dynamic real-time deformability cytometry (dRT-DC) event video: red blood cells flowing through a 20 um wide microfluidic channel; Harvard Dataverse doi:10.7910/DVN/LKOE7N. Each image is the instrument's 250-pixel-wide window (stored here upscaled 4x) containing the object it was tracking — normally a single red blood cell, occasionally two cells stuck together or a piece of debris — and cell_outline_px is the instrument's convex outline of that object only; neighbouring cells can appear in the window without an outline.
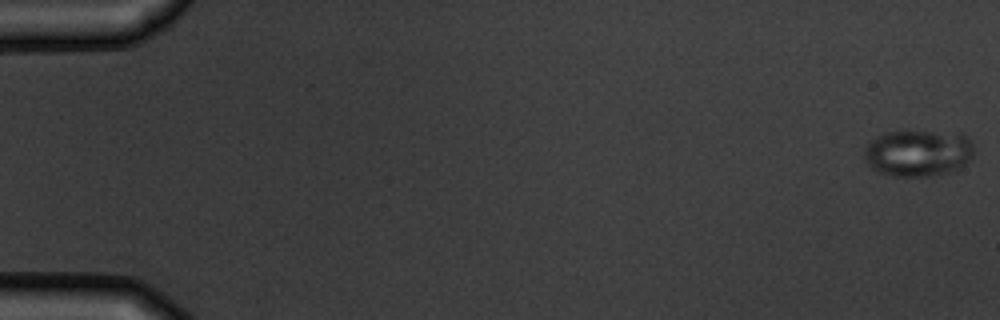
{"species": "common noctule bat (a hibernating species)", "species_latin": "Nyctalus noctula", "temperature_condition": "warm", "stored_images_in_passage": 4, "camera_frame_rate_fps": 3000, "um_per_image_px": 0.085, "animal": {"sex": "male", "body_mass_g": 19.5, "forearm_length_mm": 54.6}, "frame": {"image": 1, "passage_image": 1, "time_ms": 0.0, "image_size_px": [1000, 320], "cell_outline_px": [[972, 156], [960, 168], [948, 172], [928, 176], [892, 176], [880, 172], [872, 168], [864, 160], [864, 148], [868, 140], [884, 132], [904, 128], [960, 132], [968, 136], [972, 140]], "centroid_in_image_um": [78.01, 12.93], "position_along_channel_um": 7.0, "area_um2": 31.1}}